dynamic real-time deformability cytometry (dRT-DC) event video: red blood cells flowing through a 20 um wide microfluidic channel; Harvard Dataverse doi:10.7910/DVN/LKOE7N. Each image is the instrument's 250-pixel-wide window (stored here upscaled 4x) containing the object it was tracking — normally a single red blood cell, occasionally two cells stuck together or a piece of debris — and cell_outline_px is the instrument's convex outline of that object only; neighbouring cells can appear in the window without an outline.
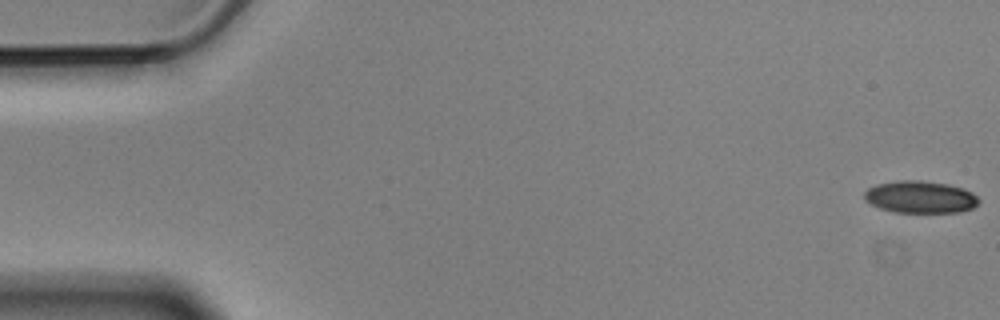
{"species": "Egyptian fruit bat (a non-hibernating species)", "species_latin": "Rousettus aegyptiacus", "temperature_condition": "cold", "stored_images_in_passage": 8, "camera_frame_rate_fps": 3000, "um_per_image_px": 0.085, "animal": {"sex": "male"}, "frame": {"image": 1, "passage_image": 1, "time_ms": 0.0, "image_size_px": [1000, 320], "cell_outline_px": [[980, 200], [972, 208], [960, 212], [896, 212], [880, 208], [864, 200], [864, 192], [868, 188], [876, 184], [900, 180], [920, 180], [948, 184], [964, 188], [972, 192]], "centroid_in_image_um": [78.22, 16.74], "position_along_channel_um": 6.8, "area_um2": 21.44}}
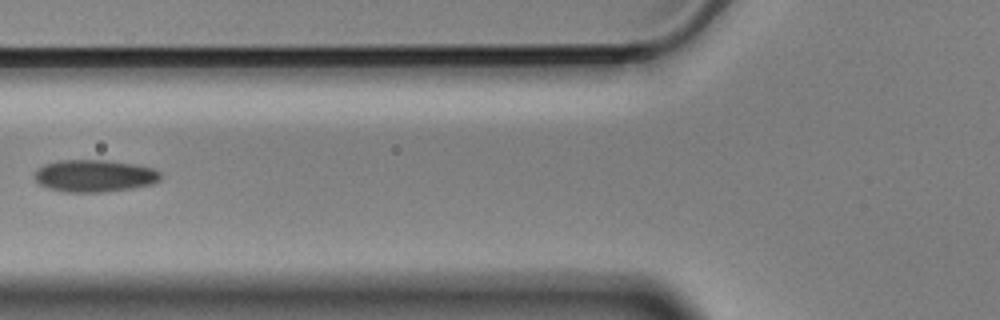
{"frame": {"image": 2, "passage_image": 7, "time_ms": 2.0, "image_size_px": [1000, 320], "cell_outline_px": [[160, 180], [152, 184], [132, 188], [100, 192], [64, 192], [48, 188], [40, 184], [36, 180], [36, 172], [44, 164], [60, 160], [104, 160], [132, 164], [152, 168], [160, 172]], "centroid_in_image_um": [8.03, 14.95], "position_along_channel_um": 117.8, "area_um2": 23.35}}
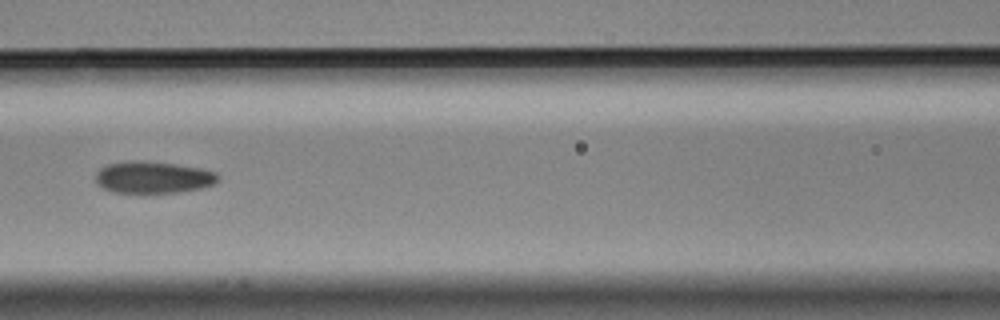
{"frame": {"image": 3, "passage_image": 8, "time_ms": 2.333, "image_size_px": [1000, 320], "cell_outline_px": [[220, 176], [212, 184], [200, 188], [176, 192], [112, 192], [96, 184], [96, 172], [100, 168], [108, 164], [132, 160], [176, 164], [200, 168], [216, 172]], "centroid_in_image_um": [12.98, 15.06], "position_along_channel_um": 153.6, "area_um2": 22.43}}